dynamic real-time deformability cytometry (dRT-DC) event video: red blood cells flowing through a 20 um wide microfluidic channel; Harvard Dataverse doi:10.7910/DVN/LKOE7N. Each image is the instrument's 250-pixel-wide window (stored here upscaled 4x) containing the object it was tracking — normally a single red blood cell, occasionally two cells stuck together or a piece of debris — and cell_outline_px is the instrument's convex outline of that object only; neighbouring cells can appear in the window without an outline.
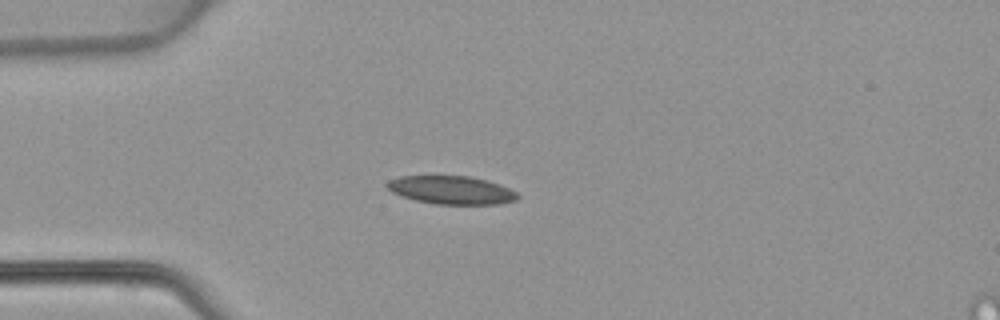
{"species": "common noctule bat (a hibernating species)", "species_latin": "Nyctalus noctula", "temperature_condition": "warm", "stored_images_in_passage": 37, "camera_frame_rate_fps": 3000, "um_per_image_px": 0.085, "animal": {"sex": "female", "body_mass_g": 22.7, "forearm_length_mm": 54.2}, "frame": {"image": 1, "passage_image": 1, "time_ms": 0.0, "image_size_px": [1000, 320], "cell_outline_px": [[520, 196], [516, 200], [500, 204], [436, 204], [416, 200], [400, 196], [392, 192], [384, 184], [388, 180], [400, 176], [432, 172], [468, 176], [488, 180], [500, 184], [516, 192]], "centroid_in_image_um": [38.29, 16.09], "position_along_channel_um": 46.7, "area_um2": 22.54}}
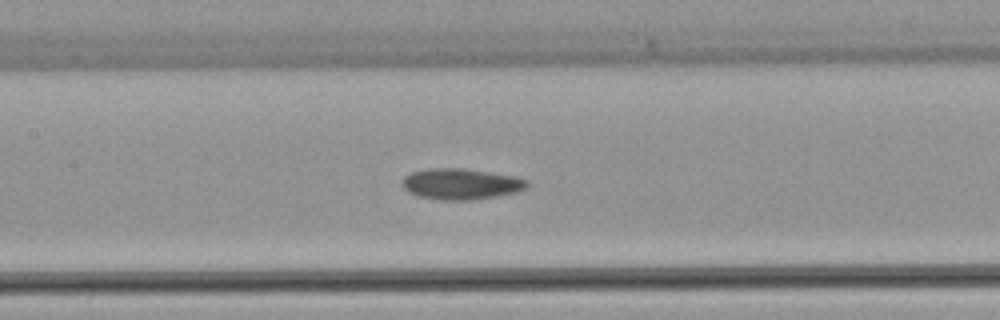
{"frame": {"image": 2, "passage_image": 11, "time_ms": 3.333, "image_size_px": [1000, 320], "cell_outline_px": [[528, 188], [516, 192], [496, 196], [472, 200], [440, 200], [420, 196], [408, 192], [400, 184], [400, 180], [404, 176], [412, 172], [428, 168], [464, 168], [516, 176], [528, 180]], "centroid_in_image_um": [39.17, 15.63], "position_along_channel_um": 168.2, "area_um2": 22.77}}
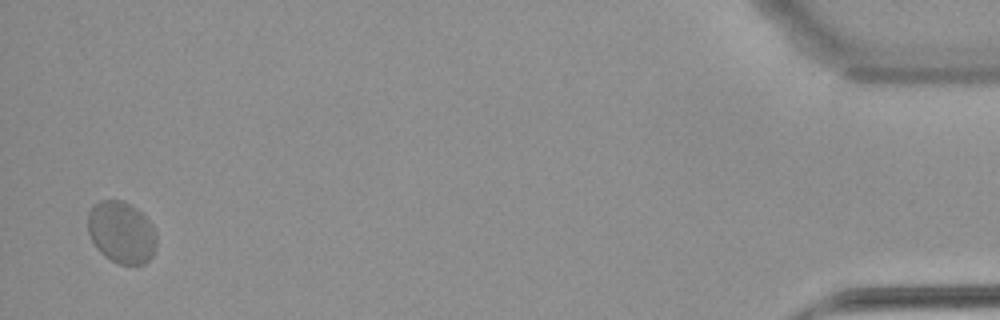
{"frame": {"image": 3, "passage_image": 36, "time_ms": 11.667, "image_size_px": [1000, 320], "cell_outline_px": [[156, 248], [152, 256], [144, 264], [120, 264], [104, 256], [96, 248], [88, 232], [88, 212], [92, 204], [100, 200], [124, 200], [132, 204], [152, 224], [156, 232]], "centroid_in_image_um": [10.32, 19.73], "position_along_channel_um": 424.9, "area_um2": 25.03}}